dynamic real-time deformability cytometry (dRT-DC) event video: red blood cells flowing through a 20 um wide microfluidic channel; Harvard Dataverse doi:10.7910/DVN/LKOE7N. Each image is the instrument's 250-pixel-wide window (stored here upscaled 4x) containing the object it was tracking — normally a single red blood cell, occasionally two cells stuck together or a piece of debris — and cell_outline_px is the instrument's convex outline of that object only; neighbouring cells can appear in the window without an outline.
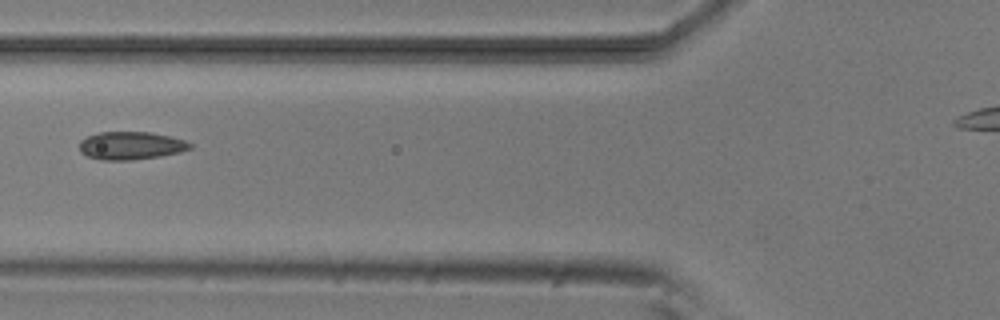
{"species": "common noctule bat (a hibernating species)", "species_latin": "Nyctalus noctula", "temperature_condition": "room temperature", "stored_images_in_passage": 6, "camera_frame_rate_fps": 3000, "um_per_image_px": 0.085, "animal": {"sex": "male", "body_mass_g": 20.5, "forearm_length_mm": 52.5}, "frame": {"image": 1, "passage_image": 5, "time_ms": 5.333, "image_size_px": [1000, 320], "cell_outline_px": [[192, 148], [180, 152], [160, 156], [132, 160], [100, 160], [88, 156], [80, 152], [80, 140], [88, 136], [100, 132], [152, 132], [184, 140], [192, 144]], "centroid_in_image_um": [11.12, 12.38], "position_along_channel_um": 114.7, "area_um2": 17.98}}
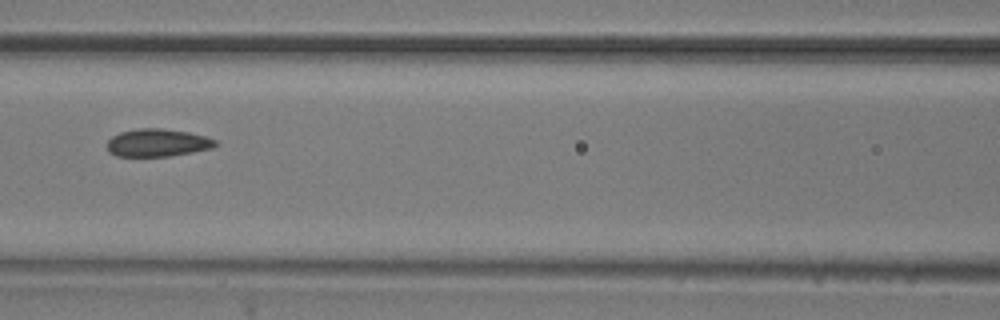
{"frame": {"image": 2, "passage_image": 6, "time_ms": 6.333, "image_size_px": [1000, 320], "cell_outline_px": [[220, 144], [212, 148], [192, 152], [168, 156], [116, 156], [108, 152], [108, 140], [112, 136], [120, 132], [140, 128], [160, 128], [188, 132], [204, 136], [216, 140]], "centroid_in_image_um": [13.39, 12.13], "position_along_channel_um": 153.2, "area_um2": 17.46}}